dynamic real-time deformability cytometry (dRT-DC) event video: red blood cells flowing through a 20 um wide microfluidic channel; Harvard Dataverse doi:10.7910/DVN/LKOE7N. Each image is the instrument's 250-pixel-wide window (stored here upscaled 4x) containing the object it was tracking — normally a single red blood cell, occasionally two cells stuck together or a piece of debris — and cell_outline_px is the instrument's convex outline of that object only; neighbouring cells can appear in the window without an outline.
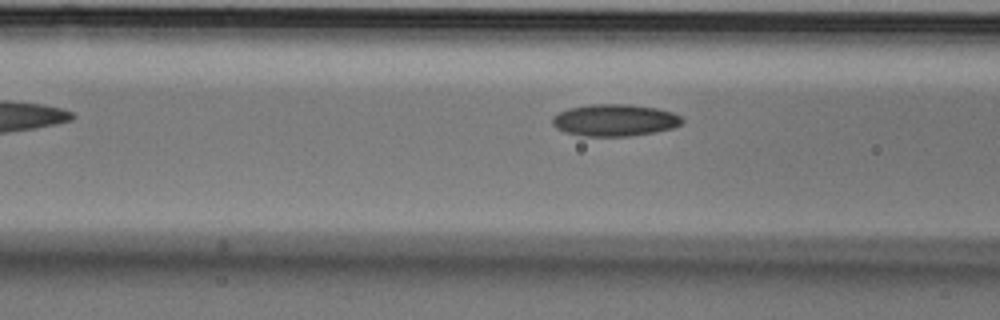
{"species": "Egyptian fruit bat (a non-hibernating species)", "species_latin": "Rousettus aegyptiacus", "temperature_condition": "cold", "stored_images_in_passage": 3, "camera_frame_rate_fps": 3000, "um_per_image_px": 0.085, "animal": {"sex": "male"}, "frame": {"image": 1, "passage_image": 3, "time_ms": 0.667, "image_size_px": [1000, 320], "cell_outline_px": [[684, 120], [680, 124], [672, 128], [652, 132], [628, 136], [580, 136], [564, 132], [556, 128], [552, 124], [552, 116], [556, 112], [568, 108], [592, 104], [628, 104], [656, 108], [672, 112], [680, 116]], "centroid_in_image_um": [52.18, 10.21], "position_along_channel_um": 114.4, "area_um2": 24.22}}